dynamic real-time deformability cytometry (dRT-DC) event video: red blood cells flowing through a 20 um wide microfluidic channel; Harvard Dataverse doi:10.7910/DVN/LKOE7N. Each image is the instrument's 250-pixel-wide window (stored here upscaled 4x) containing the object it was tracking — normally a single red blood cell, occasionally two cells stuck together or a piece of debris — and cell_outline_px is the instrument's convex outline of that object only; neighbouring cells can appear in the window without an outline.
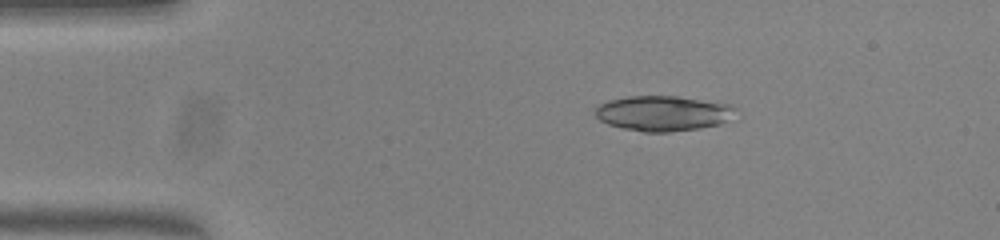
{"species": "common noctule bat (a hibernating species)", "species_latin": "Nyctalus noctula", "temperature_condition": "warm", "stored_images_in_passage": 52, "camera_frame_rate_fps": 3000, "um_per_image_px": 0.085, "animal": {"sex": "female", "body_mass_g": 23.0, "forearm_length_mm": 53.4}, "frame": {"image": 1, "passage_image": 9, "time_ms": 2.667, "image_size_px": [1000, 240], "cell_outline_px": [[740, 108], [728, 120], [720, 124], [700, 128], [668, 132], [644, 132], [624, 128], [608, 124], [600, 120], [596, 116], [596, 108], [600, 104], [608, 100], [628, 96], [676, 96], [732, 104]], "centroid_in_image_um": [56.41, 9.62], "position_along_channel_um": 28.6, "area_um2": 28.9}}